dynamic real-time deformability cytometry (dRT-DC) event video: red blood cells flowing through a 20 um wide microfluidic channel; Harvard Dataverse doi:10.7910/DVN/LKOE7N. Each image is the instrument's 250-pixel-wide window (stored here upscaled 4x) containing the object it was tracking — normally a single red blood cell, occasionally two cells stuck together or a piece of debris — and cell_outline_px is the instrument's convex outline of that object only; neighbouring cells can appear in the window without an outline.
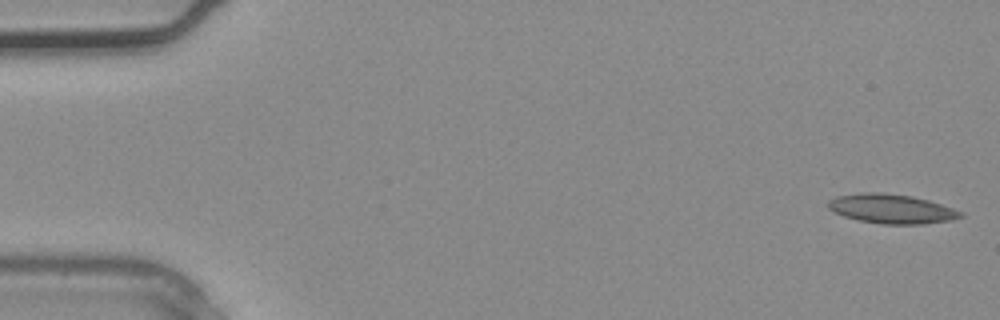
{"species": "common noctule bat (a hibernating species)", "species_latin": "Nyctalus noctula", "temperature_condition": "warm", "stored_images_in_passage": 3, "camera_frame_rate_fps": 3000, "um_per_image_px": 0.085, "animal": {"sex": "male", "body_mass_g": 20.4}, "frame": {"image": 1, "passage_image": 1, "time_ms": 0.0, "image_size_px": [1000, 320], "cell_outline_px": [[964, 216], [952, 220], [920, 224], [884, 224], [860, 220], [844, 216], [828, 208], [828, 200], [836, 196], [860, 192], [884, 192], [912, 196], [928, 200], [964, 212]], "centroid_in_image_um": [75.79, 17.73], "position_along_channel_um": 9.2, "area_um2": 22.6}}
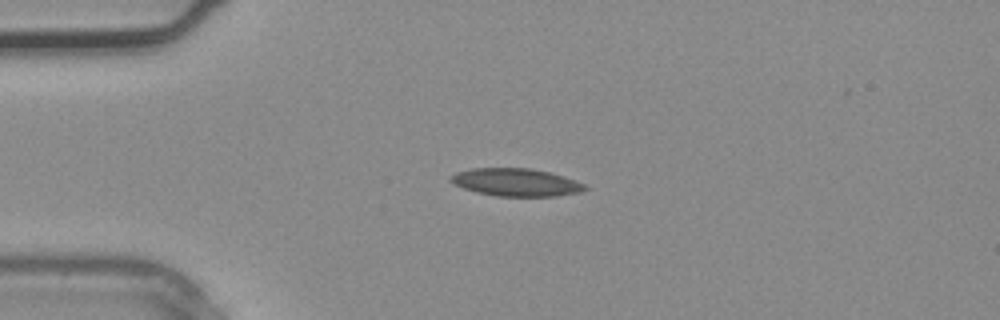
{"frame": {"image": 2, "passage_image": 3, "time_ms": 0.667, "image_size_px": [1000, 320], "cell_outline_px": [[588, 188], [580, 192], [556, 196], [496, 196], [476, 192], [464, 188], [448, 180], [448, 176], [456, 172], [472, 168], [528, 168], [548, 172], [564, 176], [584, 184]], "centroid_in_image_um": [43.83, 15.49], "position_along_channel_um": 41.2, "area_um2": 21.62}}